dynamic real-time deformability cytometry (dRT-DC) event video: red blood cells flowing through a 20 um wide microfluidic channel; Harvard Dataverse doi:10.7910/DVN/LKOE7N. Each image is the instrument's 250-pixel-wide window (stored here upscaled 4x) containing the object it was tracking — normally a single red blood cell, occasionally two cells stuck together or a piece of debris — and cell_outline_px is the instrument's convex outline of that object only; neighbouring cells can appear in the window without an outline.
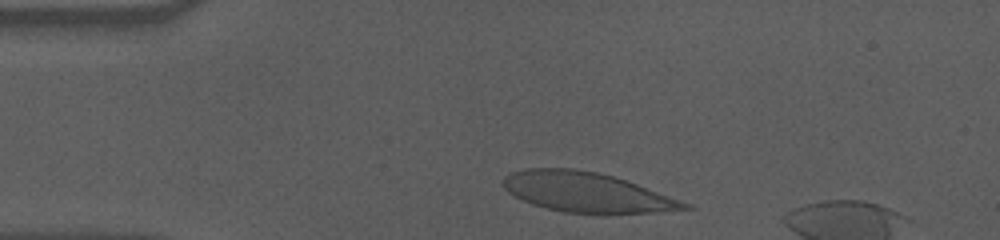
{"species": "human", "species_latin": "Homo sapiens", "temperature_condition": "cold", "stored_images_in_passage": 37, "camera_frame_rate_fps": 3000, "um_per_image_px": 0.085, "donor": {"sex": "male"}, "frame": {"image": 1, "passage_image": 3, "time_ms": 0.667, "image_size_px": [1000, 240], "cell_outline_px": [[696, 208], [660, 212], [564, 212], [544, 208], [532, 204], [508, 192], [504, 188], [500, 180], [504, 176], [512, 172], [528, 168], [572, 168], [596, 172], [612, 176], [636, 184], [692, 204]], "centroid_in_image_um": [49.83, 16.32], "position_along_channel_um": 35.2, "area_um2": 41.5}}
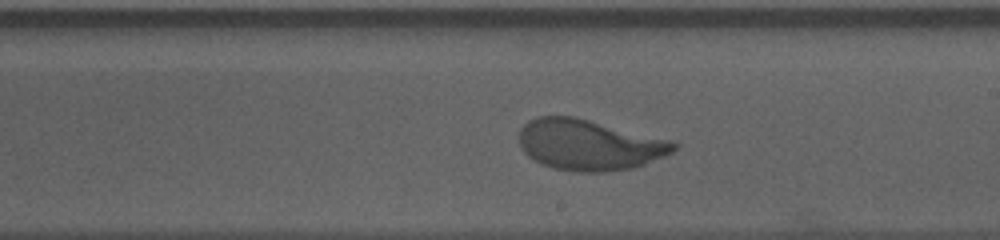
{"frame": {"image": 2, "passage_image": 24, "time_ms": 7.667, "image_size_px": [1000, 240], "cell_outline_px": [[680, 144], [672, 152], [664, 156], [644, 164], [632, 168], [608, 172], [576, 172], [552, 168], [528, 156], [520, 148], [520, 128], [528, 120], [536, 116], [576, 116], [672, 140]], "centroid_in_image_um": [50.09, 12.3], "position_along_channel_um": 238.9, "area_um2": 46.07}}
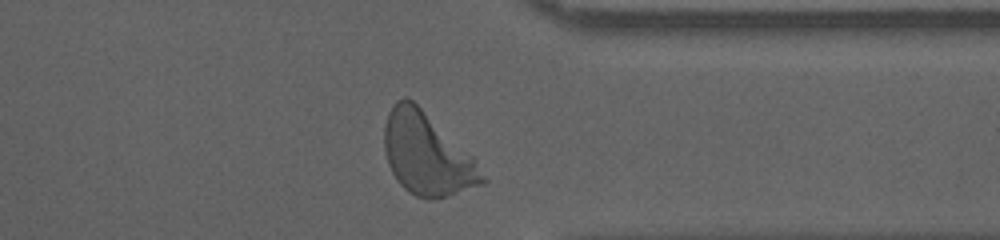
{"frame": {"image": 3, "passage_image": 36, "time_ms": 11.667, "image_size_px": [1000, 240], "cell_outline_px": [[488, 180], [484, 184], [448, 196], [432, 200], [428, 200], [416, 196], [408, 192], [396, 180], [388, 164], [384, 148], [384, 124], [388, 112], [396, 100], [404, 96], [408, 96], [472, 156], [476, 160]], "centroid_in_image_um": [36.27, 13.13], "position_along_channel_um": 375.1, "area_um2": 46.76}, "authors_computed_cell_mechanics": {"area_um2": 45.373, "velocity_mm_per_s": 3.4991, "shape_relaxation_time_tau1_ms": 3.758, "shape_relaxation_time_tau2_ms": null, "deformation_change_tau1": 0.2058, "deformation_change_tau2": null}}